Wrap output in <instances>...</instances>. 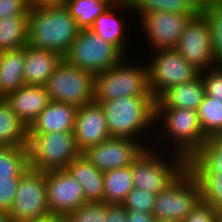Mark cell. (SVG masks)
Instances as JSON below:
<instances>
[{
	"mask_svg": "<svg viewBox=\"0 0 222 222\" xmlns=\"http://www.w3.org/2000/svg\"><path fill=\"white\" fill-rule=\"evenodd\" d=\"M155 130L152 148L180 155L186 161L208 139L197 110L187 108L155 107Z\"/></svg>",
	"mask_w": 222,
	"mask_h": 222,
	"instance_id": "6da1fadb",
	"label": "cell"
},
{
	"mask_svg": "<svg viewBox=\"0 0 222 222\" xmlns=\"http://www.w3.org/2000/svg\"><path fill=\"white\" fill-rule=\"evenodd\" d=\"M95 102L104 110L111 137L131 138L140 141L146 148L152 147L155 135L153 96H123Z\"/></svg>",
	"mask_w": 222,
	"mask_h": 222,
	"instance_id": "7a4b0ae2",
	"label": "cell"
},
{
	"mask_svg": "<svg viewBox=\"0 0 222 222\" xmlns=\"http://www.w3.org/2000/svg\"><path fill=\"white\" fill-rule=\"evenodd\" d=\"M80 28L62 5L31 6L28 15V45L65 56Z\"/></svg>",
	"mask_w": 222,
	"mask_h": 222,
	"instance_id": "3957f363",
	"label": "cell"
},
{
	"mask_svg": "<svg viewBox=\"0 0 222 222\" xmlns=\"http://www.w3.org/2000/svg\"><path fill=\"white\" fill-rule=\"evenodd\" d=\"M127 58L130 57L95 75L94 101H108L123 96H153L144 59L139 58L138 63L136 57L135 60L130 58L131 61Z\"/></svg>",
	"mask_w": 222,
	"mask_h": 222,
	"instance_id": "277c9868",
	"label": "cell"
},
{
	"mask_svg": "<svg viewBox=\"0 0 222 222\" xmlns=\"http://www.w3.org/2000/svg\"><path fill=\"white\" fill-rule=\"evenodd\" d=\"M187 169V161L180 155L146 148L131 165L135 188L159 194Z\"/></svg>",
	"mask_w": 222,
	"mask_h": 222,
	"instance_id": "5b68a950",
	"label": "cell"
},
{
	"mask_svg": "<svg viewBox=\"0 0 222 222\" xmlns=\"http://www.w3.org/2000/svg\"><path fill=\"white\" fill-rule=\"evenodd\" d=\"M27 147L29 168L42 172L66 169L81 154L73 131L28 134Z\"/></svg>",
	"mask_w": 222,
	"mask_h": 222,
	"instance_id": "8992f818",
	"label": "cell"
},
{
	"mask_svg": "<svg viewBox=\"0 0 222 222\" xmlns=\"http://www.w3.org/2000/svg\"><path fill=\"white\" fill-rule=\"evenodd\" d=\"M126 56L91 29H80L63 59L69 64L94 75L120 63Z\"/></svg>",
	"mask_w": 222,
	"mask_h": 222,
	"instance_id": "52a82bcc",
	"label": "cell"
},
{
	"mask_svg": "<svg viewBox=\"0 0 222 222\" xmlns=\"http://www.w3.org/2000/svg\"><path fill=\"white\" fill-rule=\"evenodd\" d=\"M144 59L148 67L149 88L155 100L172 86L194 80L200 71L174 48L162 49ZM148 62V63H147Z\"/></svg>",
	"mask_w": 222,
	"mask_h": 222,
	"instance_id": "ba28073f",
	"label": "cell"
},
{
	"mask_svg": "<svg viewBox=\"0 0 222 222\" xmlns=\"http://www.w3.org/2000/svg\"><path fill=\"white\" fill-rule=\"evenodd\" d=\"M94 77L63 59L45 87L51 101L81 107L94 101Z\"/></svg>",
	"mask_w": 222,
	"mask_h": 222,
	"instance_id": "9c48e42d",
	"label": "cell"
},
{
	"mask_svg": "<svg viewBox=\"0 0 222 222\" xmlns=\"http://www.w3.org/2000/svg\"><path fill=\"white\" fill-rule=\"evenodd\" d=\"M201 200L198 180L186 169L165 190L156 195L153 214L156 219L182 222Z\"/></svg>",
	"mask_w": 222,
	"mask_h": 222,
	"instance_id": "30bf717a",
	"label": "cell"
},
{
	"mask_svg": "<svg viewBox=\"0 0 222 222\" xmlns=\"http://www.w3.org/2000/svg\"><path fill=\"white\" fill-rule=\"evenodd\" d=\"M8 213L14 222H26L51 214L47 201L46 172L30 168L25 171Z\"/></svg>",
	"mask_w": 222,
	"mask_h": 222,
	"instance_id": "8fae6325",
	"label": "cell"
},
{
	"mask_svg": "<svg viewBox=\"0 0 222 222\" xmlns=\"http://www.w3.org/2000/svg\"><path fill=\"white\" fill-rule=\"evenodd\" d=\"M196 14H180L172 12H153L144 15L138 22V27L149 43L150 52L162 49L175 48L180 35L185 30L189 21Z\"/></svg>",
	"mask_w": 222,
	"mask_h": 222,
	"instance_id": "7c38bea8",
	"label": "cell"
},
{
	"mask_svg": "<svg viewBox=\"0 0 222 222\" xmlns=\"http://www.w3.org/2000/svg\"><path fill=\"white\" fill-rule=\"evenodd\" d=\"M174 49L199 71L218 65L212 50L209 22L201 12L189 21Z\"/></svg>",
	"mask_w": 222,
	"mask_h": 222,
	"instance_id": "4fadbf2b",
	"label": "cell"
},
{
	"mask_svg": "<svg viewBox=\"0 0 222 222\" xmlns=\"http://www.w3.org/2000/svg\"><path fill=\"white\" fill-rule=\"evenodd\" d=\"M146 147L131 138L110 137L102 143L86 149L82 154L99 171L106 172L130 166Z\"/></svg>",
	"mask_w": 222,
	"mask_h": 222,
	"instance_id": "5bb4252c",
	"label": "cell"
},
{
	"mask_svg": "<svg viewBox=\"0 0 222 222\" xmlns=\"http://www.w3.org/2000/svg\"><path fill=\"white\" fill-rule=\"evenodd\" d=\"M47 201L51 214L65 218L87 203L82 185L66 170L46 172Z\"/></svg>",
	"mask_w": 222,
	"mask_h": 222,
	"instance_id": "9a60e30c",
	"label": "cell"
},
{
	"mask_svg": "<svg viewBox=\"0 0 222 222\" xmlns=\"http://www.w3.org/2000/svg\"><path fill=\"white\" fill-rule=\"evenodd\" d=\"M132 14L129 2H124L120 5H112L95 19V22L90 29L106 42L115 45L126 57L131 56L129 53L131 51H128L127 49H131L133 45L130 44L131 46H128L129 43H133L128 41L131 37L130 35L128 36V34H131L130 32H132L131 29H129L131 28V25L128 23L131 22L132 17L128 19L129 22L127 18ZM125 16H127V18Z\"/></svg>",
	"mask_w": 222,
	"mask_h": 222,
	"instance_id": "2e32d148",
	"label": "cell"
},
{
	"mask_svg": "<svg viewBox=\"0 0 222 222\" xmlns=\"http://www.w3.org/2000/svg\"><path fill=\"white\" fill-rule=\"evenodd\" d=\"M73 133L81 153L111 137L104 110L98 102L78 107Z\"/></svg>",
	"mask_w": 222,
	"mask_h": 222,
	"instance_id": "e0dca14e",
	"label": "cell"
},
{
	"mask_svg": "<svg viewBox=\"0 0 222 222\" xmlns=\"http://www.w3.org/2000/svg\"><path fill=\"white\" fill-rule=\"evenodd\" d=\"M4 99L28 127L51 101L45 86L28 84L18 88Z\"/></svg>",
	"mask_w": 222,
	"mask_h": 222,
	"instance_id": "ac0fdd59",
	"label": "cell"
},
{
	"mask_svg": "<svg viewBox=\"0 0 222 222\" xmlns=\"http://www.w3.org/2000/svg\"><path fill=\"white\" fill-rule=\"evenodd\" d=\"M77 110L74 105L50 101L28 127V134L74 131Z\"/></svg>",
	"mask_w": 222,
	"mask_h": 222,
	"instance_id": "d6986e66",
	"label": "cell"
},
{
	"mask_svg": "<svg viewBox=\"0 0 222 222\" xmlns=\"http://www.w3.org/2000/svg\"><path fill=\"white\" fill-rule=\"evenodd\" d=\"M63 60L56 52L25 46V65L23 77L25 84L45 86L49 77Z\"/></svg>",
	"mask_w": 222,
	"mask_h": 222,
	"instance_id": "ffe728a7",
	"label": "cell"
},
{
	"mask_svg": "<svg viewBox=\"0 0 222 222\" xmlns=\"http://www.w3.org/2000/svg\"><path fill=\"white\" fill-rule=\"evenodd\" d=\"M204 96V84L199 74L192 81L167 88L155 100V107H177L197 110Z\"/></svg>",
	"mask_w": 222,
	"mask_h": 222,
	"instance_id": "44dd1931",
	"label": "cell"
},
{
	"mask_svg": "<svg viewBox=\"0 0 222 222\" xmlns=\"http://www.w3.org/2000/svg\"><path fill=\"white\" fill-rule=\"evenodd\" d=\"M66 170L82 185L87 202H103L104 172L99 171L82 153L69 163Z\"/></svg>",
	"mask_w": 222,
	"mask_h": 222,
	"instance_id": "7402d4cb",
	"label": "cell"
},
{
	"mask_svg": "<svg viewBox=\"0 0 222 222\" xmlns=\"http://www.w3.org/2000/svg\"><path fill=\"white\" fill-rule=\"evenodd\" d=\"M1 100L25 85V47L0 52Z\"/></svg>",
	"mask_w": 222,
	"mask_h": 222,
	"instance_id": "603a6c76",
	"label": "cell"
},
{
	"mask_svg": "<svg viewBox=\"0 0 222 222\" xmlns=\"http://www.w3.org/2000/svg\"><path fill=\"white\" fill-rule=\"evenodd\" d=\"M192 174L222 173V134L209 137L187 161Z\"/></svg>",
	"mask_w": 222,
	"mask_h": 222,
	"instance_id": "cb8c5ba5",
	"label": "cell"
},
{
	"mask_svg": "<svg viewBox=\"0 0 222 222\" xmlns=\"http://www.w3.org/2000/svg\"><path fill=\"white\" fill-rule=\"evenodd\" d=\"M0 146H28V126L5 99L0 100Z\"/></svg>",
	"mask_w": 222,
	"mask_h": 222,
	"instance_id": "d4e9b609",
	"label": "cell"
},
{
	"mask_svg": "<svg viewBox=\"0 0 222 222\" xmlns=\"http://www.w3.org/2000/svg\"><path fill=\"white\" fill-rule=\"evenodd\" d=\"M131 165L104 172L103 202L122 204L134 188Z\"/></svg>",
	"mask_w": 222,
	"mask_h": 222,
	"instance_id": "484cf974",
	"label": "cell"
},
{
	"mask_svg": "<svg viewBox=\"0 0 222 222\" xmlns=\"http://www.w3.org/2000/svg\"><path fill=\"white\" fill-rule=\"evenodd\" d=\"M28 44V16L0 20V52L25 47Z\"/></svg>",
	"mask_w": 222,
	"mask_h": 222,
	"instance_id": "4316f807",
	"label": "cell"
},
{
	"mask_svg": "<svg viewBox=\"0 0 222 222\" xmlns=\"http://www.w3.org/2000/svg\"><path fill=\"white\" fill-rule=\"evenodd\" d=\"M28 168L27 146H0V179L20 178Z\"/></svg>",
	"mask_w": 222,
	"mask_h": 222,
	"instance_id": "83f0119b",
	"label": "cell"
},
{
	"mask_svg": "<svg viewBox=\"0 0 222 222\" xmlns=\"http://www.w3.org/2000/svg\"><path fill=\"white\" fill-rule=\"evenodd\" d=\"M133 15L139 21L144 15L153 12H172L180 14H197L186 0H128Z\"/></svg>",
	"mask_w": 222,
	"mask_h": 222,
	"instance_id": "f1b7e54d",
	"label": "cell"
},
{
	"mask_svg": "<svg viewBox=\"0 0 222 222\" xmlns=\"http://www.w3.org/2000/svg\"><path fill=\"white\" fill-rule=\"evenodd\" d=\"M80 29H90L95 19L110 5L100 0H65L63 3Z\"/></svg>",
	"mask_w": 222,
	"mask_h": 222,
	"instance_id": "f546056e",
	"label": "cell"
},
{
	"mask_svg": "<svg viewBox=\"0 0 222 222\" xmlns=\"http://www.w3.org/2000/svg\"><path fill=\"white\" fill-rule=\"evenodd\" d=\"M197 113L202 131L207 138L222 134V100L205 95Z\"/></svg>",
	"mask_w": 222,
	"mask_h": 222,
	"instance_id": "4dcf8cb0",
	"label": "cell"
},
{
	"mask_svg": "<svg viewBox=\"0 0 222 222\" xmlns=\"http://www.w3.org/2000/svg\"><path fill=\"white\" fill-rule=\"evenodd\" d=\"M201 188V200L216 210L222 209V173L193 174Z\"/></svg>",
	"mask_w": 222,
	"mask_h": 222,
	"instance_id": "1f68e13d",
	"label": "cell"
},
{
	"mask_svg": "<svg viewBox=\"0 0 222 222\" xmlns=\"http://www.w3.org/2000/svg\"><path fill=\"white\" fill-rule=\"evenodd\" d=\"M106 202H87L64 218L65 222H106Z\"/></svg>",
	"mask_w": 222,
	"mask_h": 222,
	"instance_id": "d6a6232c",
	"label": "cell"
},
{
	"mask_svg": "<svg viewBox=\"0 0 222 222\" xmlns=\"http://www.w3.org/2000/svg\"><path fill=\"white\" fill-rule=\"evenodd\" d=\"M156 195L138 188H133L122 203L126 210L153 213Z\"/></svg>",
	"mask_w": 222,
	"mask_h": 222,
	"instance_id": "836d02e7",
	"label": "cell"
},
{
	"mask_svg": "<svg viewBox=\"0 0 222 222\" xmlns=\"http://www.w3.org/2000/svg\"><path fill=\"white\" fill-rule=\"evenodd\" d=\"M200 75L204 84L205 95L222 100V68L217 65L200 71Z\"/></svg>",
	"mask_w": 222,
	"mask_h": 222,
	"instance_id": "e575fe53",
	"label": "cell"
},
{
	"mask_svg": "<svg viewBox=\"0 0 222 222\" xmlns=\"http://www.w3.org/2000/svg\"><path fill=\"white\" fill-rule=\"evenodd\" d=\"M201 13L209 22L212 50L215 58L219 60L222 57V18L212 8Z\"/></svg>",
	"mask_w": 222,
	"mask_h": 222,
	"instance_id": "d590c367",
	"label": "cell"
},
{
	"mask_svg": "<svg viewBox=\"0 0 222 222\" xmlns=\"http://www.w3.org/2000/svg\"><path fill=\"white\" fill-rule=\"evenodd\" d=\"M20 178L0 179V211L9 212L15 199Z\"/></svg>",
	"mask_w": 222,
	"mask_h": 222,
	"instance_id": "8d00e7d4",
	"label": "cell"
},
{
	"mask_svg": "<svg viewBox=\"0 0 222 222\" xmlns=\"http://www.w3.org/2000/svg\"><path fill=\"white\" fill-rule=\"evenodd\" d=\"M28 0H0V20L14 16H28L30 11Z\"/></svg>",
	"mask_w": 222,
	"mask_h": 222,
	"instance_id": "74e56055",
	"label": "cell"
},
{
	"mask_svg": "<svg viewBox=\"0 0 222 222\" xmlns=\"http://www.w3.org/2000/svg\"><path fill=\"white\" fill-rule=\"evenodd\" d=\"M215 213L216 209L200 200L182 222H215Z\"/></svg>",
	"mask_w": 222,
	"mask_h": 222,
	"instance_id": "f35d334b",
	"label": "cell"
},
{
	"mask_svg": "<svg viewBox=\"0 0 222 222\" xmlns=\"http://www.w3.org/2000/svg\"><path fill=\"white\" fill-rule=\"evenodd\" d=\"M106 222H127V210L122 204H108Z\"/></svg>",
	"mask_w": 222,
	"mask_h": 222,
	"instance_id": "ab89813d",
	"label": "cell"
},
{
	"mask_svg": "<svg viewBox=\"0 0 222 222\" xmlns=\"http://www.w3.org/2000/svg\"><path fill=\"white\" fill-rule=\"evenodd\" d=\"M155 219L153 213L127 210V222H154Z\"/></svg>",
	"mask_w": 222,
	"mask_h": 222,
	"instance_id": "60d3db41",
	"label": "cell"
},
{
	"mask_svg": "<svg viewBox=\"0 0 222 222\" xmlns=\"http://www.w3.org/2000/svg\"><path fill=\"white\" fill-rule=\"evenodd\" d=\"M191 7L197 12H203L209 8H212L214 0H186Z\"/></svg>",
	"mask_w": 222,
	"mask_h": 222,
	"instance_id": "b9f144b4",
	"label": "cell"
},
{
	"mask_svg": "<svg viewBox=\"0 0 222 222\" xmlns=\"http://www.w3.org/2000/svg\"><path fill=\"white\" fill-rule=\"evenodd\" d=\"M30 6L62 5L65 0H28Z\"/></svg>",
	"mask_w": 222,
	"mask_h": 222,
	"instance_id": "7bdbcfd3",
	"label": "cell"
},
{
	"mask_svg": "<svg viewBox=\"0 0 222 222\" xmlns=\"http://www.w3.org/2000/svg\"><path fill=\"white\" fill-rule=\"evenodd\" d=\"M26 222H65L64 218L61 216H56L53 214H49L48 216L42 218H36Z\"/></svg>",
	"mask_w": 222,
	"mask_h": 222,
	"instance_id": "ee69618b",
	"label": "cell"
},
{
	"mask_svg": "<svg viewBox=\"0 0 222 222\" xmlns=\"http://www.w3.org/2000/svg\"><path fill=\"white\" fill-rule=\"evenodd\" d=\"M212 9L222 18V0H214Z\"/></svg>",
	"mask_w": 222,
	"mask_h": 222,
	"instance_id": "f6af8a7d",
	"label": "cell"
},
{
	"mask_svg": "<svg viewBox=\"0 0 222 222\" xmlns=\"http://www.w3.org/2000/svg\"><path fill=\"white\" fill-rule=\"evenodd\" d=\"M0 222H14V220L8 212L0 211Z\"/></svg>",
	"mask_w": 222,
	"mask_h": 222,
	"instance_id": "bcb514c9",
	"label": "cell"
},
{
	"mask_svg": "<svg viewBox=\"0 0 222 222\" xmlns=\"http://www.w3.org/2000/svg\"><path fill=\"white\" fill-rule=\"evenodd\" d=\"M100 1H105L110 6H112V5H120V4L124 3V2H128V0H100Z\"/></svg>",
	"mask_w": 222,
	"mask_h": 222,
	"instance_id": "7dc6e473",
	"label": "cell"
},
{
	"mask_svg": "<svg viewBox=\"0 0 222 222\" xmlns=\"http://www.w3.org/2000/svg\"><path fill=\"white\" fill-rule=\"evenodd\" d=\"M215 222H222V209L221 210H216Z\"/></svg>",
	"mask_w": 222,
	"mask_h": 222,
	"instance_id": "c3c4849f",
	"label": "cell"
},
{
	"mask_svg": "<svg viewBox=\"0 0 222 222\" xmlns=\"http://www.w3.org/2000/svg\"><path fill=\"white\" fill-rule=\"evenodd\" d=\"M154 222H180V221L169 220V219H155Z\"/></svg>",
	"mask_w": 222,
	"mask_h": 222,
	"instance_id": "681fc988",
	"label": "cell"
},
{
	"mask_svg": "<svg viewBox=\"0 0 222 222\" xmlns=\"http://www.w3.org/2000/svg\"><path fill=\"white\" fill-rule=\"evenodd\" d=\"M218 65L222 68V57L218 60Z\"/></svg>",
	"mask_w": 222,
	"mask_h": 222,
	"instance_id": "f907efd6",
	"label": "cell"
},
{
	"mask_svg": "<svg viewBox=\"0 0 222 222\" xmlns=\"http://www.w3.org/2000/svg\"><path fill=\"white\" fill-rule=\"evenodd\" d=\"M0 67H1V62H0ZM0 100H1V83H0Z\"/></svg>",
	"mask_w": 222,
	"mask_h": 222,
	"instance_id": "816d5d0a",
	"label": "cell"
}]
</instances>
